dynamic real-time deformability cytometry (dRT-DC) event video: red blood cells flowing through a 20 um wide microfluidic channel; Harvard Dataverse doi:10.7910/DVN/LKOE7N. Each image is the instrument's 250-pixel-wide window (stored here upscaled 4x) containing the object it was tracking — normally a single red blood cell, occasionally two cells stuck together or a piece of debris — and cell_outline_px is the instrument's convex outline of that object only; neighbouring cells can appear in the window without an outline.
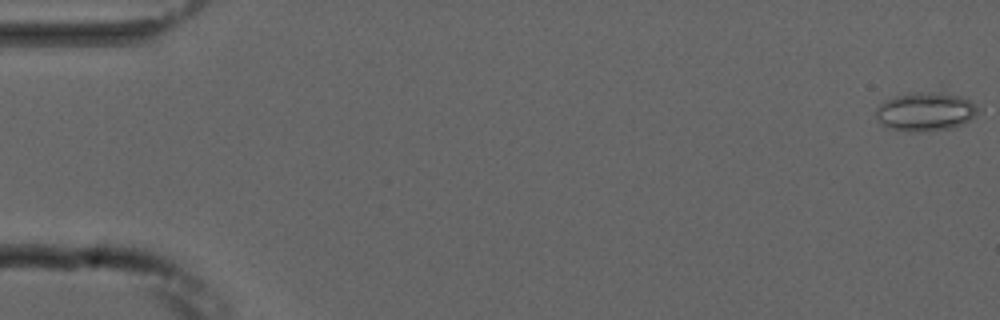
{"species": "common noctule bat (a hibernating species)", "species_latin": "Nyctalus noctula", "temperature_condition": "cold", "stored_images_in_passage": 4, "camera_frame_rate_fps": 3000, "um_per_image_px": 0.085, "animal": {"sex": "male", "forearm_length_mm": 52.5}, "frame": {"image": 1, "passage_image": 1, "time_ms": 0.0, "image_size_px": [1000, 320], "cell_outline_px": [[976, 112], [968, 120], [952, 128], [928, 132], [920, 132], [892, 128], [884, 124], [876, 116], [876, 108], [884, 100], [896, 96], [944, 84], [968, 100], [976, 108]], "centroid_in_image_um": [78.71, 9.36], "position_along_channel_um": 6.3, "area_um2": 24.04}}
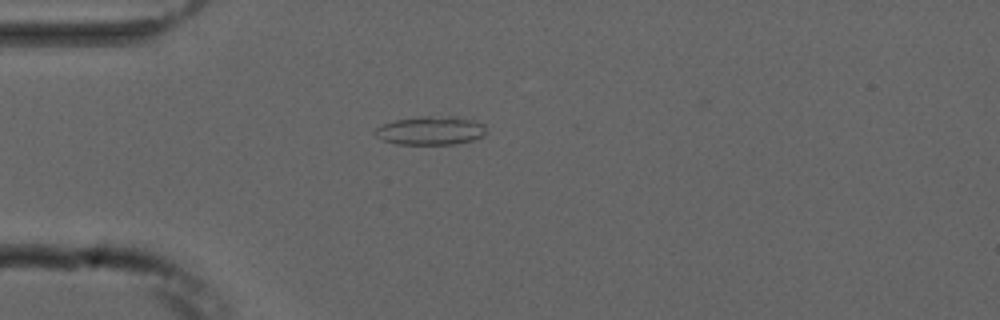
{"frame": {"image": 2, "passage_image": 4, "time_ms": 4.667, "image_size_px": [1000, 320], "cell_outline_px": [[484, 136], [472, 140], [456, 144], [396, 144], [380, 140], [372, 132], [376, 128], [384, 124], [396, 120], [420, 116], [456, 116], [472, 120], [484, 124]], "centroid_in_image_um": [36.57, 11.1], "position_along_channel_um": 48.4, "area_um2": 18.61}}